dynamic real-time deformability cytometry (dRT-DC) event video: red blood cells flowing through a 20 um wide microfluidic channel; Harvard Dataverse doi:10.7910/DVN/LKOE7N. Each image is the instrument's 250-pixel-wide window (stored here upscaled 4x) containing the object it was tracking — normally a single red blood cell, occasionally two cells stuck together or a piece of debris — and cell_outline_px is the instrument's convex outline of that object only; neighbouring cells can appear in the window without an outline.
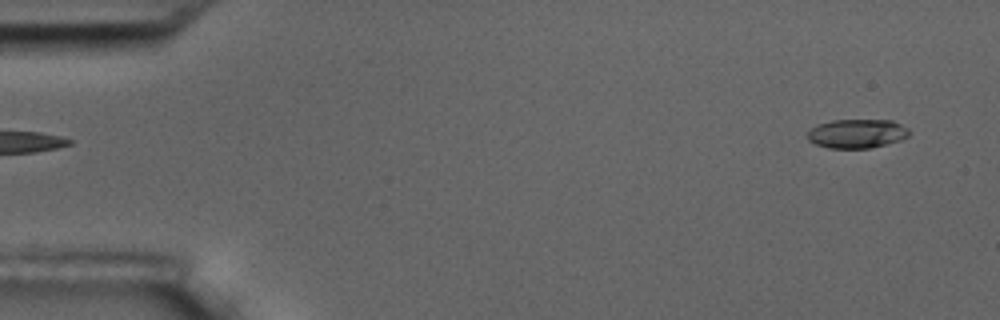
{"species": "common noctule bat (a hibernating species)", "species_latin": "Nyctalus noctula", "temperature_condition": "room temperature", "stored_images_in_passage": 6, "segment_of_instrument_passage": [2, 2], "camera_frame_rate_fps": 3000, "um_per_image_px": 0.085, "animal": {"sex": "male", "body_mass_g": 17.5, "forearm_length_mm": 52.3}, "frame": {"image": 1, "passage_image": 6, "time_ms": 6.0, "image_size_px": [1000, 320], "cell_outline_px": [[912, 132], [908, 136], [900, 140], [868, 148], [828, 148], [816, 144], [808, 140], [808, 132], [816, 124], [832, 120], [892, 120], [908, 128]], "centroid_in_image_um": [72.84, 11.34], "position_along_channel_um": 12.2, "area_um2": 17.17}}